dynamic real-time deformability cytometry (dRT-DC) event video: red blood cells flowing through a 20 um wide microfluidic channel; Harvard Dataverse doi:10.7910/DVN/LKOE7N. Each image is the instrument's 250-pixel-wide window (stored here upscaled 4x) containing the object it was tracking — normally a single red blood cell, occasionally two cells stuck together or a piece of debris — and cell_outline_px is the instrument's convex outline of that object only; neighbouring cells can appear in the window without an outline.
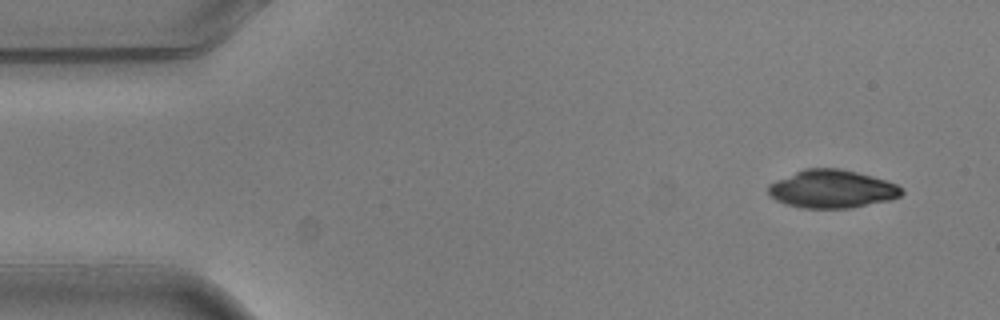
{"species": "common noctule bat (a hibernating species)", "species_latin": "Nyctalus noctula", "temperature_condition": "warm", "stored_images_in_passage": 4, "camera_frame_rate_fps": 3000, "um_per_image_px": 0.085, "animal": {"sex": "male", "body_mass_g": 20.5, "forearm_length_mm": 52.5}, "frame": {"image": 1, "passage_image": 1, "time_ms": 0.0, "image_size_px": [1000, 320], "cell_outline_px": [[904, 192], [900, 196], [892, 200], [852, 208], [800, 208], [784, 204], [768, 196], [768, 184], [776, 180], [804, 168], [840, 168], [872, 176], [896, 184]], "centroid_in_image_um": [70.69, 16.07], "position_along_channel_um": 14.3, "area_um2": 29.82}}